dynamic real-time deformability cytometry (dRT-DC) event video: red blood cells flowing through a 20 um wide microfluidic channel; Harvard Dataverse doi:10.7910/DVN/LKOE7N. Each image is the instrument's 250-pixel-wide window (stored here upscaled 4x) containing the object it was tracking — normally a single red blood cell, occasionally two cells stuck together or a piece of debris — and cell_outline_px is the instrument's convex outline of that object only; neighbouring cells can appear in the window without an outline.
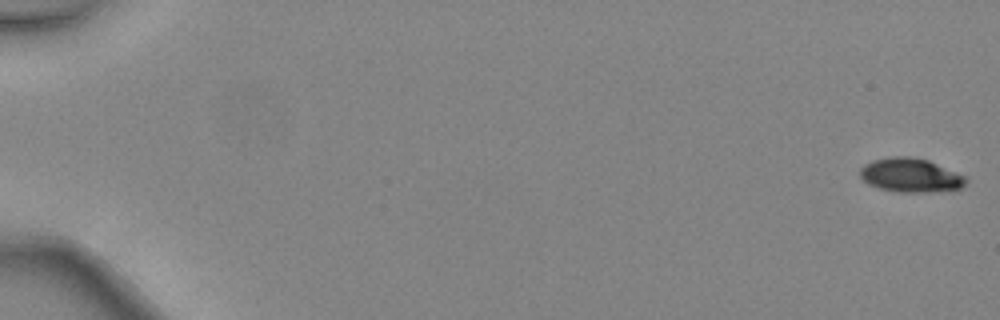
{"species": "common noctule bat (a hibernating species)", "species_latin": "Nyctalus noctula", "temperature_condition": "warm", "stored_images_in_passage": 5, "camera_frame_rate_fps": 3000, "um_per_image_px": 0.085, "animal": {"sex": "female", "body_mass_g": 24.6, "forearm_length_mm": 56.2}, "frame": {"image": 1, "passage_image": 1, "time_ms": 0.0, "image_size_px": [1000, 320], "cell_outline_px": [[968, 180], [960, 188], [928, 192], [896, 192], [880, 188], [868, 184], [860, 176], [860, 168], [864, 164], [872, 160], [888, 156], [908, 156], [928, 160], [968, 176]], "centroid_in_image_um": [77.4, 14.88], "position_along_channel_um": 7.6, "area_um2": 21.1}}
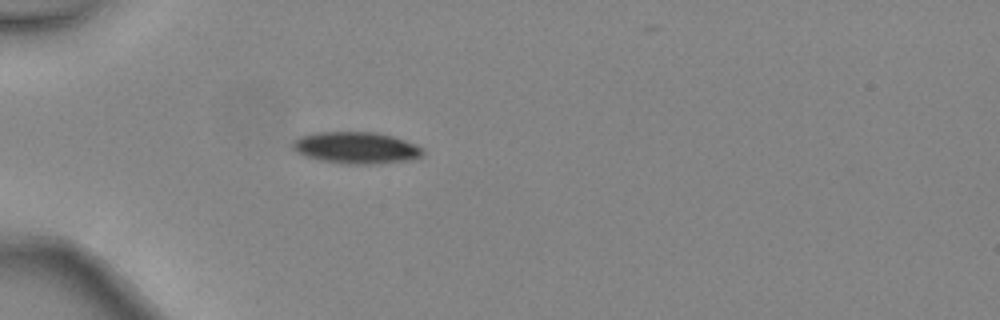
{"frame": {"image": 2, "passage_image": 4, "time_ms": 1.0, "image_size_px": [1000, 320], "cell_outline_px": [[424, 156], [408, 160], [372, 164], [348, 164], [320, 160], [304, 156], [296, 152], [292, 148], [292, 140], [300, 136], [312, 132], [376, 132], [392, 136], [416, 144], [424, 148]], "centroid_in_image_um": [30.26, 12.55], "position_along_channel_um": 54.7, "area_um2": 24.28}}